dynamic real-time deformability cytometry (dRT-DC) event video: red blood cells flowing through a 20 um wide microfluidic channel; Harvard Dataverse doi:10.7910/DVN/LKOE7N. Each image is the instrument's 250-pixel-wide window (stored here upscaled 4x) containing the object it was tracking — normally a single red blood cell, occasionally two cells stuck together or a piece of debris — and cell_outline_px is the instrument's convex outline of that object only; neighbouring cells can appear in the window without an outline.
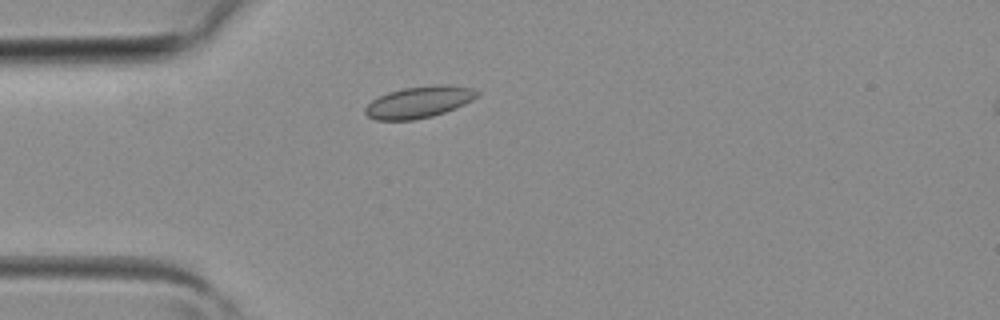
{"species": "common noctule bat (a hibernating species)", "species_latin": "Nyctalus noctula", "temperature_condition": "room temperature", "stored_images_in_passage": 1, "camera_frame_rate_fps": 3000, "um_per_image_px": 0.085, "animal": {"sex": "female", "body_mass_g": 19.3, "forearm_length_mm": 54.1}, "frame": {"image": 1, "passage_image": 1, "time_ms": 0.0, "image_size_px": [1000, 320], "cell_outline_px": [[480, 92], [472, 100], [456, 108], [432, 116], [412, 120], [376, 120], [368, 116], [364, 112], [364, 108], [372, 100], [388, 92], [404, 88], [440, 84], [448, 84], [476, 88]], "centroid_in_image_um": [35.64, 8.67], "position_along_channel_um": 49.4, "area_um2": 20.63}}